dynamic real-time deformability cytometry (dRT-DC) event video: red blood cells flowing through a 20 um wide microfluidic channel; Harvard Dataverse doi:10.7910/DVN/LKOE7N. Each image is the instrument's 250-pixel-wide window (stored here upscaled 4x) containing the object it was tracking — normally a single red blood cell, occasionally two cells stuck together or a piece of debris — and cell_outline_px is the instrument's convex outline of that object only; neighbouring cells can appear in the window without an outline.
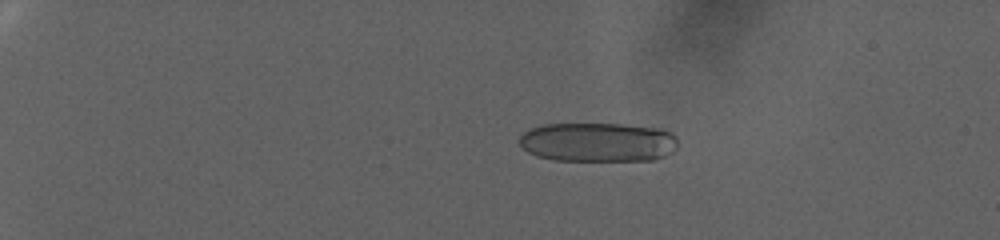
{"species": "human", "species_latin": "Homo sapiens", "temperature_condition": "warm", "stored_images_in_passage": 69, "camera_frame_rate_fps": 3000, "um_per_image_px": 0.085, "donor": {"sex": "female"}, "frame": {"image": 1, "passage_image": 5, "time_ms": 1.333, "image_size_px": [1000, 240], "cell_outline_px": [[680, 144], [672, 152], [664, 156], [652, 160], [556, 160], [536, 156], [528, 152], [520, 144], [520, 136], [528, 128], [544, 124], [624, 124], [664, 128], [672, 132], [676, 136]], "centroid_in_image_um": [50.88, 12.07], "position_along_channel_um": 34.1, "area_um2": 36.7}}
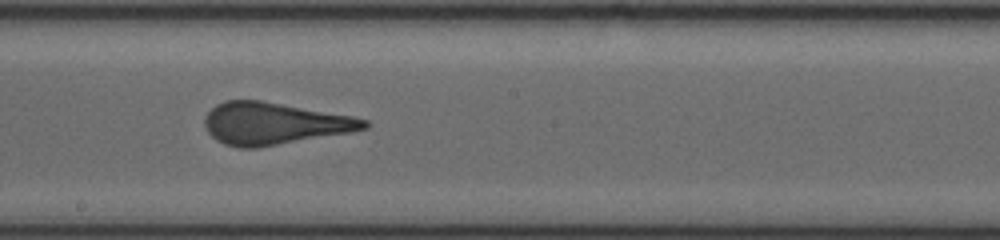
{"frame": {"image": 2, "passage_image": 39, "time_ms": 12.667, "image_size_px": [1000, 240], "cell_outline_px": [[368, 128], [352, 132], [260, 148], [240, 148], [224, 144], [216, 140], [208, 132], [204, 124], [204, 120], [208, 112], [216, 104], [224, 100], [260, 100], [352, 116], [368, 120]], "centroid_in_image_um": [23.29, 10.51], "position_along_channel_um": 224.9, "area_um2": 39.19}}
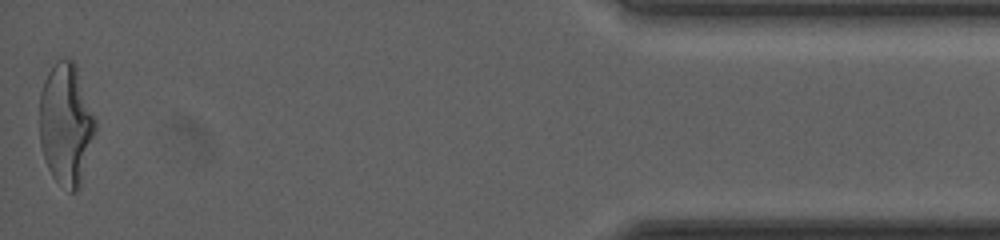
{"frame": {"image": 3, "passage_image": 69, "time_ms": 22.667, "image_size_px": [1000, 240], "cell_outline_px": [[96, 132], [80, 188], [72, 192], [68, 192], [52, 176], [44, 160], [40, 144], [40, 92], [44, 80], [48, 72], [56, 60], [72, 60], [76, 64], [96, 116]], "centroid_in_image_um": [5.63, 10.57], "position_along_channel_um": 429.6, "area_um2": 40.17}, "authors_computed_cell_mechanics": {"area_um2": 38.8416, "velocity_mm_per_s": 2.6664, "shape_relaxation_time_tau1_ms": 10.832, "shape_relaxation_time_tau2_ms": null, "deformation_change_tau1": 0.27, "deformation_change_tau2": null}}